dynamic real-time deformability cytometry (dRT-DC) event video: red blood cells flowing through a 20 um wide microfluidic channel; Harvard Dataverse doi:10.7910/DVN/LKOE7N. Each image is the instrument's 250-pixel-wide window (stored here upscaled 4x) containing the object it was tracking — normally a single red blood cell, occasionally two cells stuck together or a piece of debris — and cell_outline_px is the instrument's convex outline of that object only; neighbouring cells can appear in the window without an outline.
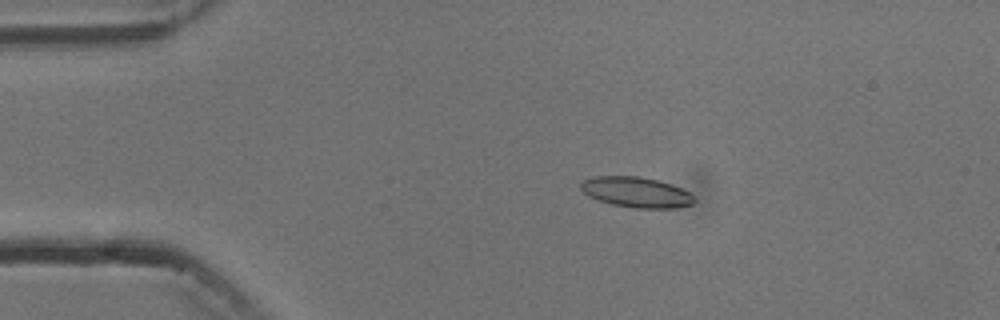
{"species": "common noctule bat (a hibernating species)", "species_latin": "Nyctalus noctula", "temperature_condition": "cold", "stored_images_in_passage": 4, "camera_frame_rate_fps": 3000, "um_per_image_px": 0.085, "animal": {"sex": "male", "body_mass_g": 13.3}, "frame": {"image": 1, "passage_image": 3, "time_ms": 2.333, "image_size_px": [1000, 320], "cell_outline_px": [[696, 200], [692, 204], [676, 208], [636, 208], [612, 204], [588, 196], [580, 188], [580, 184], [584, 180], [592, 176], [636, 176], [656, 180], [680, 188], [688, 192]], "centroid_in_image_um": [54.05, 16.34], "position_along_channel_um": 30.9, "area_um2": 19.83}}